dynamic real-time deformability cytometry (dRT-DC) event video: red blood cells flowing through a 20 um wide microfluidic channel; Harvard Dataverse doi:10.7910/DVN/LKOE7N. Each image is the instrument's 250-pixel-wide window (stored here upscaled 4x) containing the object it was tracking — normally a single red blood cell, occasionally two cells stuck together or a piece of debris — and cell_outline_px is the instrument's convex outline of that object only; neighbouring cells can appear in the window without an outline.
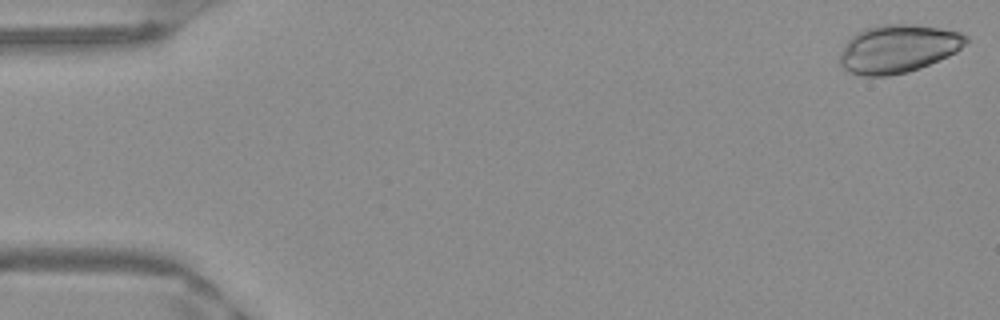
{"species": "Egyptian fruit bat (a non-hibernating species)", "species_latin": "Rousettus aegyptiacus", "temperature_condition": "warm", "stored_images_in_passage": 51, "camera_frame_rate_fps": 3000, "um_per_image_px": 0.085, "frame": {"image": 1, "passage_image": 1, "time_ms": 0.0, "image_size_px": [1000, 320], "cell_outline_px": [[968, 40], [956, 52], [948, 56], [920, 68], [908, 72], [888, 76], [864, 76], [848, 72], [840, 64], [840, 52], [844, 44], [856, 32], [864, 28], [880, 24], [912, 24], [940, 28], [960, 32], [968, 36]], "centroid_in_image_um": [76.31, 4.14], "position_along_channel_um": 8.7, "area_um2": 35.55}}
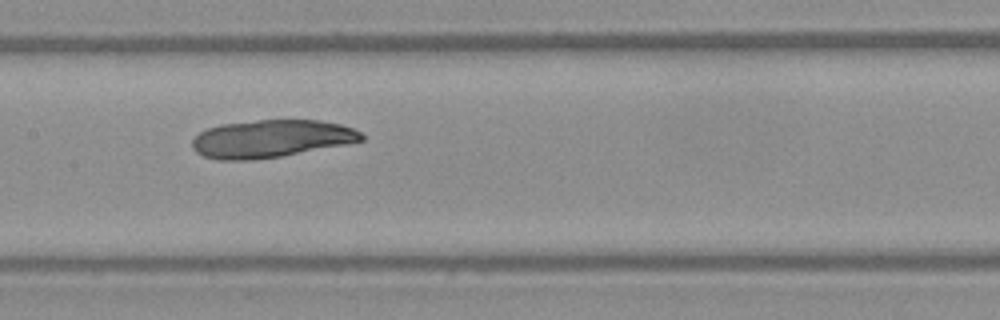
{"frame": {"image": 2, "passage_image": 25, "time_ms": 8.0, "image_size_px": [1000, 320], "cell_outline_px": [[364, 140], [348, 144], [280, 156], [252, 160], [220, 160], [204, 156], [196, 152], [192, 148], [192, 140], [200, 132], [208, 128], [220, 124], [256, 120], [320, 120], [340, 124], [352, 128], [360, 132], [364, 136]], "centroid_in_image_um": [23.04, 11.79], "position_along_channel_um": 184.4, "area_um2": 37.11}}
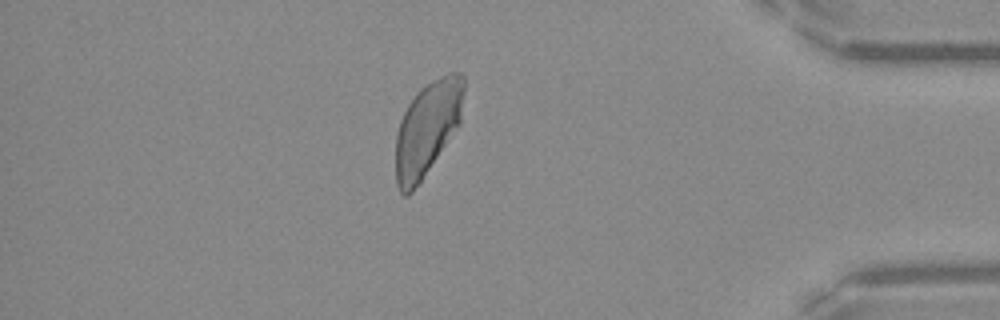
{"frame": {"image": 3, "passage_image": 44, "time_ms": 14.333, "image_size_px": [1000, 320], "cell_outline_px": [[464, 88], [460, 124], [412, 192], [408, 196], [404, 196], [400, 192], [396, 184], [396, 136], [400, 120], [408, 104], [416, 92], [420, 88], [440, 76], [448, 72], [460, 72], [464, 76]], "centroid_in_image_um": [36.32, 10.89], "position_along_channel_um": 398.9, "area_um2": 37.22}}